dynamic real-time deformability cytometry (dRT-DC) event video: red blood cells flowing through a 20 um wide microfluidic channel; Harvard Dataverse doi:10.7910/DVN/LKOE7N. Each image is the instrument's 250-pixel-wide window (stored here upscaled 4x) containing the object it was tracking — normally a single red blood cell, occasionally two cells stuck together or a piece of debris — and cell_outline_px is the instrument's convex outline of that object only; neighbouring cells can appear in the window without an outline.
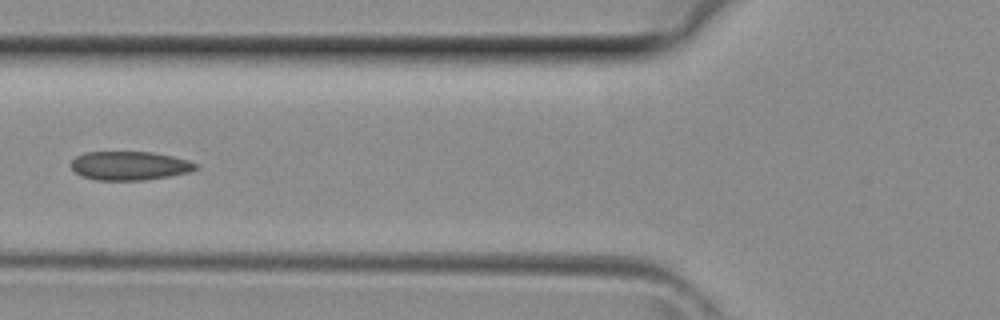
{"species": "common noctule bat (a hibernating species)", "species_latin": "Nyctalus noctula", "temperature_condition": "room temperature", "stored_images_in_passage": 4, "camera_frame_rate_fps": 3000, "um_per_image_px": 0.085, "animal": {"sex": "female", "body_mass_g": 29.2, "forearm_length_mm": 56.3}, "frame": {"image": 1, "passage_image": 4, "time_ms": 1.0, "image_size_px": [1000, 320], "cell_outline_px": [[200, 168], [188, 172], [168, 176], [144, 180], [96, 180], [80, 176], [68, 164], [76, 156], [84, 152], [152, 152], [172, 156], [188, 160], [200, 164]], "centroid_in_image_um": [11.01, 14.08], "position_along_channel_um": 114.8, "area_um2": 21.1}}